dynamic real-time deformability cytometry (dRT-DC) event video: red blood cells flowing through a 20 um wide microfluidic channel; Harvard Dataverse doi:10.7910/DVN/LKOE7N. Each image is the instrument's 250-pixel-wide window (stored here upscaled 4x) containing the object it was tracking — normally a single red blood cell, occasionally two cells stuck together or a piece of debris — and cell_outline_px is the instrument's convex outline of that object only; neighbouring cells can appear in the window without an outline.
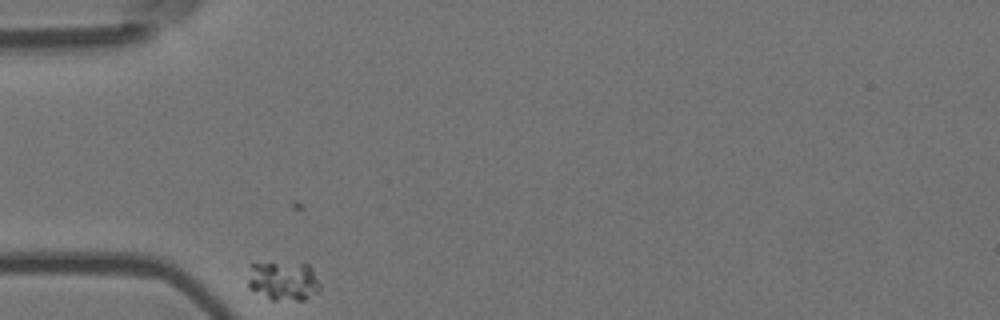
{"species": "Egyptian fruit bat (a non-hibernating species)", "species_latin": "Rousettus aegyptiacus", "temperature_condition": "room temperature", "stored_images_in_passage": 35, "camera_frame_rate_fps": 3000, "um_per_image_px": 0.085, "animal": {"sex": "female"}, "frame": {"image": 1, "passage_image": 1, "time_ms": 0.0, "image_size_px": [1000, 320], "cell_outline_px": [[320, 288], [316, 292], [304, 300], [272, 300], [248, 288], [248, 280], [252, 264], [308, 264], [312, 268], [320, 284]], "centroid_in_image_um": [24.1, 23.91], "position_along_channel_um": 60.9, "area_um2": 16.07}}
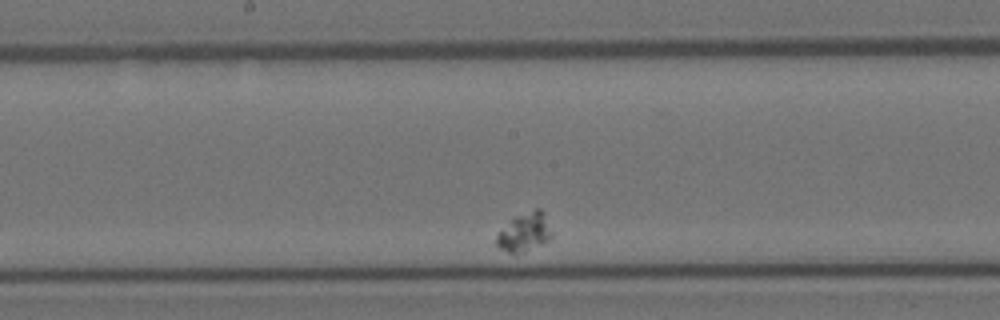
{"frame": {"image": 2, "passage_image": 18, "time_ms": 5.667, "image_size_px": [1000, 320], "cell_outline_px": [[552, 236], [548, 240], [520, 252], [508, 252], [500, 248], [496, 244], [496, 236], [516, 216], [536, 208], [540, 208], [544, 212], [552, 232]], "centroid_in_image_um": [44.61, 19.7], "position_along_channel_um": 203.6, "area_um2": 11.85}}
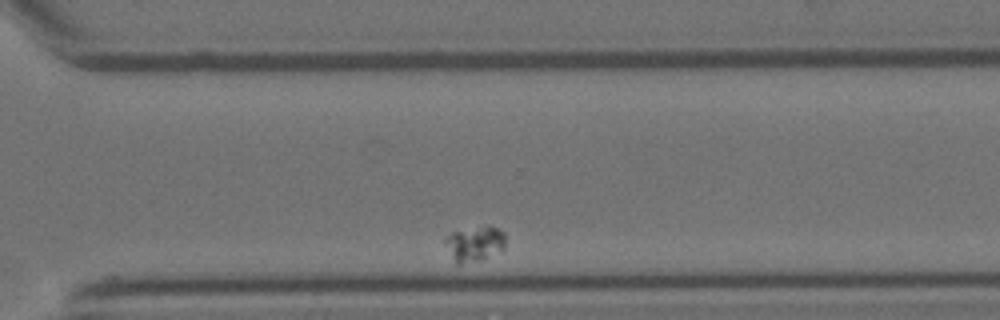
{"frame": {"image": 3, "passage_image": 31, "time_ms": 10.0, "image_size_px": [1000, 320], "cell_outline_px": [[504, 248], [480, 260], [460, 264], [456, 264], [444, 240], [452, 232], [488, 224], [504, 232]], "centroid_in_image_um": [40.35, 20.69], "position_along_channel_um": 330.2, "area_um2": 12.08}}